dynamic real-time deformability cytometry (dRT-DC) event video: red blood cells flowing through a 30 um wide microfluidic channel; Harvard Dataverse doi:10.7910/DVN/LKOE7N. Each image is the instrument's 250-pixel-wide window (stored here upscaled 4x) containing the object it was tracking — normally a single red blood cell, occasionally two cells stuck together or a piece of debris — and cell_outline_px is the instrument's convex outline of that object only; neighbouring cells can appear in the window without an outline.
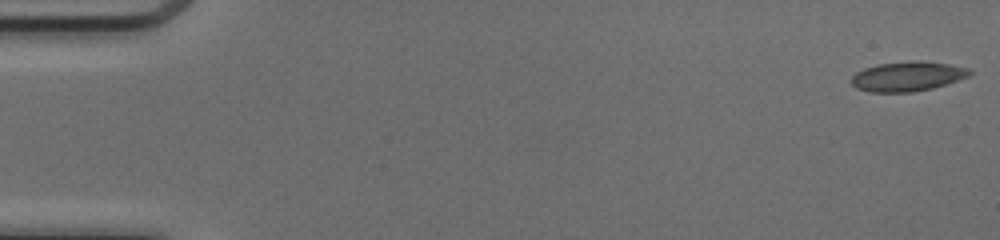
{"species": "common noctule bat (a hibernating species)", "species_latin": "Nyctalus noctula", "temperature_condition": "cold", "stored_images_in_passage": 50, "camera_frame_rate_fps": 3000, "um_per_image_px": 0.085, "animal": {"sex": "female", "body_mass_g": 17.0, "forearm_length_mm": 48.0}, "frame": {"image": 1, "passage_image": 1, "time_ms": 0.0, "image_size_px": [1000, 240], "cell_outline_px": [[972, 72], [968, 76], [932, 88], [912, 92], [868, 92], [856, 88], [852, 84], [852, 76], [856, 72], [864, 68], [880, 64], [916, 60], [920, 60], [948, 64], [972, 68]], "centroid_in_image_um": [77.13, 6.49], "position_along_channel_um": 7.9, "area_um2": 20.35}}
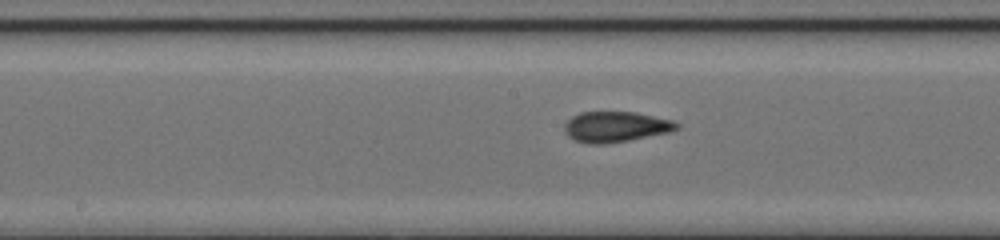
{"frame": {"image": 2, "passage_image": 26, "time_ms": 8.333, "image_size_px": [1000, 240], "cell_outline_px": [[680, 128], [672, 132], [628, 140], [604, 144], [592, 144], [576, 140], [568, 136], [564, 132], [564, 124], [572, 116], [580, 112], [636, 112], [672, 120], [680, 124]], "centroid_in_image_um": [52.36, 10.77], "position_along_channel_um": 195.8, "area_um2": 20.06}}
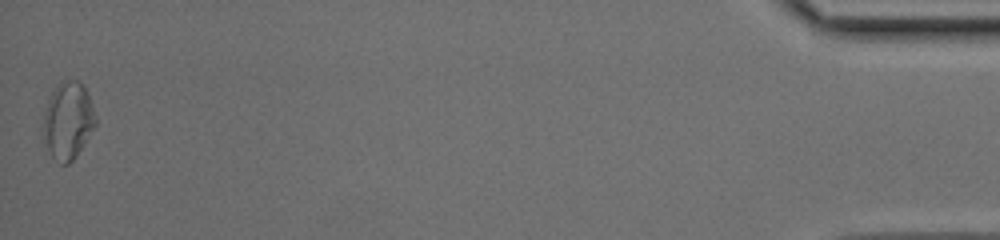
{"frame": {"image": 3, "passage_image": 50, "time_ms": 16.333, "image_size_px": [1000, 240], "cell_outline_px": [[96, 124], [76, 156], [68, 164], [60, 164], [52, 156], [44, 140], [44, 116], [48, 100], [52, 92], [60, 80], [76, 80], [84, 88], [92, 104], [96, 120]], "centroid_in_image_um": [5.77, 10.25], "position_along_channel_um": 429.4, "area_um2": 23.0}, "authors_computed_cell_mechanics": {"area_um2": 19.8254, "velocity_mm_per_s": 4.1402, "shape_relaxation_time_tau1_ms": null, "shape_relaxation_time_tau2_ms": 1.9757, "deformation_change_tau1": null, "deformation_change_tau2": 0.0641}}